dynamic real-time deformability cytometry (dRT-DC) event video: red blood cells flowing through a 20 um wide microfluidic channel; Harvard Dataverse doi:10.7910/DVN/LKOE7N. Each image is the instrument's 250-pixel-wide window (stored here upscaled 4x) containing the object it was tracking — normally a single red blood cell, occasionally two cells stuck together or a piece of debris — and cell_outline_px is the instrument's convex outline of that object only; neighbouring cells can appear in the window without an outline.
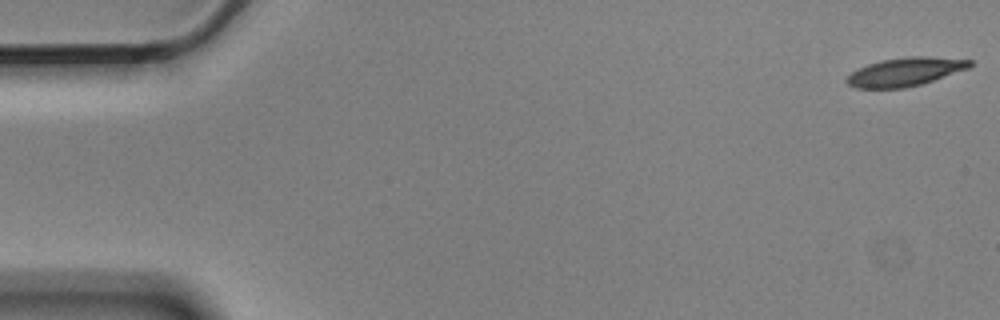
{"species": "Egyptian fruit bat (a non-hibernating species)", "species_latin": "Rousettus aegyptiacus", "temperature_condition": "cold", "stored_images_in_passage": 4, "camera_frame_rate_fps": 3000, "um_per_image_px": 0.085, "animal": {"sex": "male"}, "frame": {"image": 1, "passage_image": 1, "time_ms": 0.0, "image_size_px": [1000, 320], "cell_outline_px": [[972, 64], [968, 68], [920, 84], [904, 88], [856, 88], [848, 84], [844, 80], [852, 72], [868, 64], [880, 60], [908, 56], [928, 56], [972, 60]], "centroid_in_image_um": [76.91, 6.09], "position_along_channel_um": 8.1, "area_um2": 20.17}}